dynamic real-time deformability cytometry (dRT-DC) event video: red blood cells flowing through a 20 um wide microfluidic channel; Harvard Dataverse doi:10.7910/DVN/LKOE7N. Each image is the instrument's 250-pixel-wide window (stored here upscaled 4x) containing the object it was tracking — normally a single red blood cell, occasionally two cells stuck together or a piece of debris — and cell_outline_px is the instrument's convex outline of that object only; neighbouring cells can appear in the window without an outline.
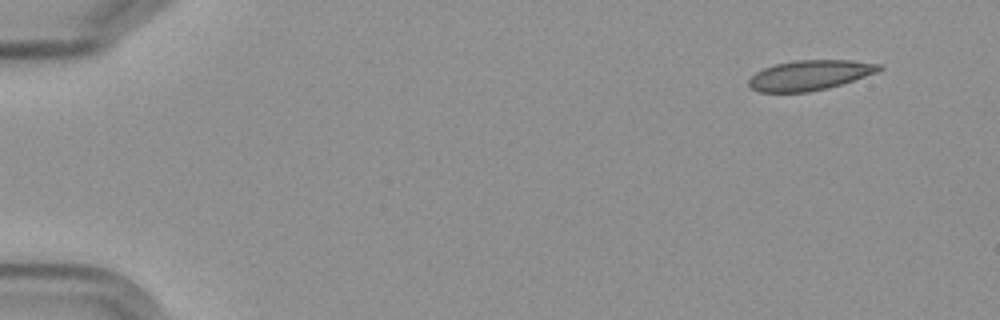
{"species": "Egyptian fruit bat (a non-hibernating species)", "species_latin": "Rousettus aegyptiacus", "temperature_condition": "cold", "stored_images_in_passage": 5, "camera_frame_rate_fps": 3000, "um_per_image_px": 0.085, "frame": {"image": 1, "passage_image": 1, "time_ms": 0.0, "image_size_px": [1000, 320], "cell_outline_px": [[884, 68], [876, 72], [828, 88], [808, 92], [760, 92], [752, 88], [748, 84], [748, 80], [756, 72], [764, 68], [776, 64], [792, 60], [852, 60], [884, 64]], "centroid_in_image_um": [68.84, 6.38], "position_along_channel_um": 16.2, "area_um2": 22.72}}
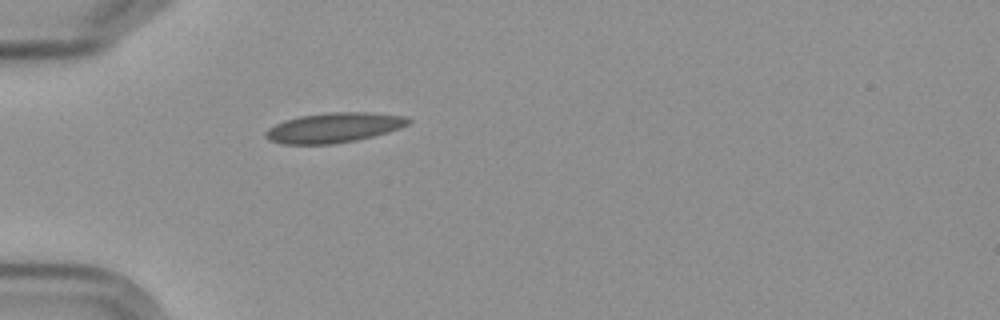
{"frame": {"image": 2, "passage_image": 5, "time_ms": 4.333, "image_size_px": [1000, 320], "cell_outline_px": [[412, 120], [408, 124], [400, 128], [388, 132], [356, 140], [332, 144], [280, 144], [268, 140], [264, 136], [264, 132], [268, 128], [284, 120], [300, 116], [328, 112], [368, 112], [404, 116]], "centroid_in_image_um": [28.34, 10.85], "position_along_channel_um": 56.7, "area_um2": 24.91}}